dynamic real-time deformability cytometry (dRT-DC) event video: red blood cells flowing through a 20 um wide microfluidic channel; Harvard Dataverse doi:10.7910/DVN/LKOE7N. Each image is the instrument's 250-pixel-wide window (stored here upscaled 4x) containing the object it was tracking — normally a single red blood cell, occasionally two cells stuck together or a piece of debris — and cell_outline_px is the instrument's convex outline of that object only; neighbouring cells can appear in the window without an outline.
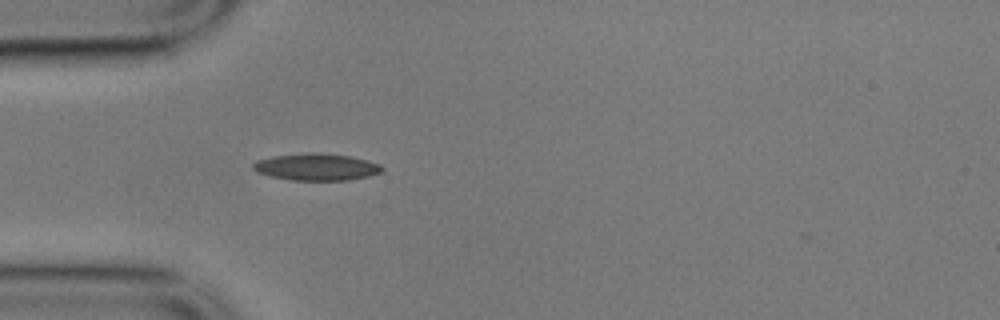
{"species": "common noctule bat (a hibernating species)", "species_latin": "Nyctalus noctula", "temperature_condition": "cold", "stored_images_in_passage": 18, "camera_frame_rate_fps": 3000, "um_per_image_px": 0.085, "animal": {"sex": "male", "body_mass_g": 17.9}, "frame": {"image": 1, "passage_image": 15, "time_ms": 4.667, "image_size_px": [1000, 320], "cell_outline_px": [[384, 172], [368, 176], [348, 180], [292, 180], [272, 176], [260, 172], [252, 168], [252, 164], [260, 160], [276, 156], [308, 152], [320, 152], [352, 156], [368, 160], [380, 164], [384, 168]], "centroid_in_image_um": [27.0, 14.18], "position_along_channel_um": 58.0, "area_um2": 20.17}}